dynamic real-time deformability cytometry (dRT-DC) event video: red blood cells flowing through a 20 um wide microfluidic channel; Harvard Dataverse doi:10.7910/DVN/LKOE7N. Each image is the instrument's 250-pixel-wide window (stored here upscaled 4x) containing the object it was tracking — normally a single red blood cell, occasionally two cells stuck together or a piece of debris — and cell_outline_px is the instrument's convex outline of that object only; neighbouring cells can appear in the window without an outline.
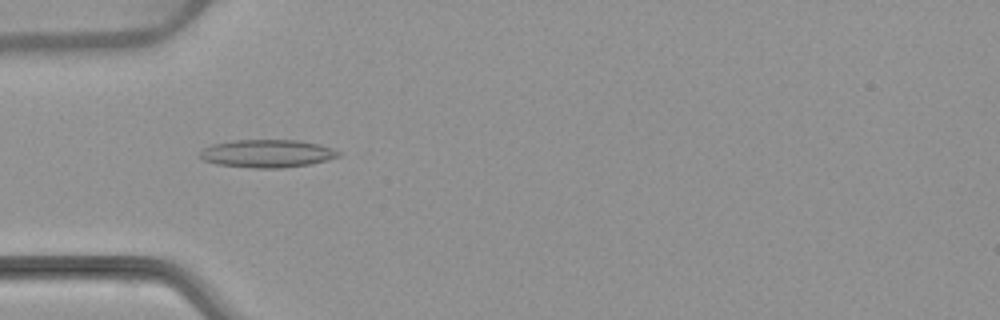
{"species": "common noctule bat (a hibernating species)", "species_latin": "Nyctalus noctula", "temperature_condition": "warm", "stored_images_in_passage": 52, "camera_frame_rate_fps": 3000, "um_per_image_px": 0.085, "animal": {"sex": "female", "body_mass_g": 22.7, "forearm_length_mm": 54.2}, "frame": {"image": 1, "passage_image": 16, "time_ms": 5.0, "image_size_px": [1000, 320], "cell_outline_px": [[340, 156], [328, 160], [312, 164], [280, 168], [252, 168], [216, 164], [204, 160], [196, 156], [204, 148], [212, 144], [232, 140], [300, 140], [320, 144], [332, 148], [340, 152]], "centroid_in_image_um": [22.71, 13.05], "position_along_channel_um": 62.3, "area_um2": 22.77}}
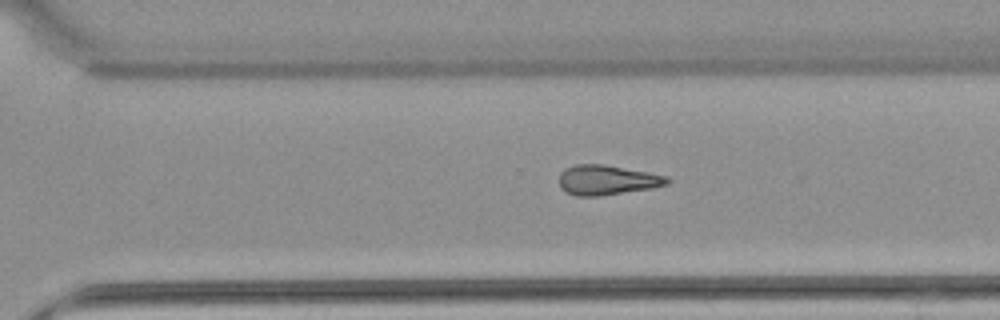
{"frame": {"image": 2, "passage_image": 36, "time_ms": 11.667, "image_size_px": [1000, 320], "cell_outline_px": [[672, 180], [668, 184], [652, 188], [596, 196], [576, 196], [560, 188], [560, 172], [564, 168], [572, 164], [604, 164], [648, 172], [668, 176]], "centroid_in_image_um": [51.6, 15.28], "position_along_channel_um": 319.0, "area_um2": 18.84}}
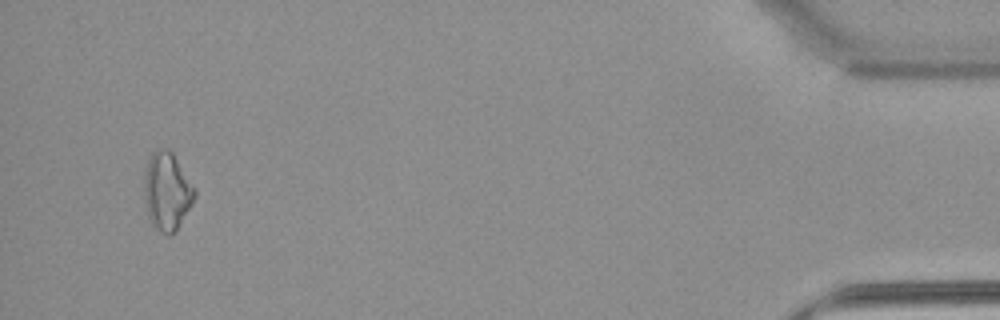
{"frame": {"image": 3, "passage_image": 50, "time_ms": 16.333, "image_size_px": [1000, 320], "cell_outline_px": [[196, 196], [192, 204], [176, 232], [168, 236], [160, 232], [148, 220], [144, 196], [144, 176], [148, 160], [152, 152], [160, 148], [168, 148], [172, 152], [196, 188]], "centroid_in_image_um": [14.2, 16.28], "position_along_channel_um": 421.0, "area_um2": 23.24}}